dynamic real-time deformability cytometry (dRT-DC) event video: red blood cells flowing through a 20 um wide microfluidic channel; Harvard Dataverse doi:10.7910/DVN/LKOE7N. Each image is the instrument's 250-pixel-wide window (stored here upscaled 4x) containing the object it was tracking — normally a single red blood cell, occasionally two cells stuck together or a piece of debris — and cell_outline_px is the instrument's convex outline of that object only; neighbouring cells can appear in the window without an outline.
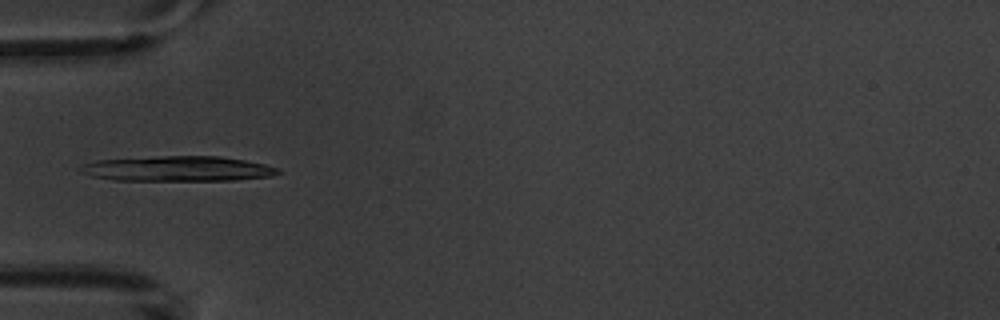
{"species": "common noctule bat (a hibernating species)", "species_latin": "Nyctalus noctula", "temperature_condition": "warm", "stored_images_in_passage": 4, "camera_frame_rate_fps": 3000, "um_per_image_px": 0.085, "animal": {"sex": "male", "body_mass_g": 20.1, "forearm_length_mm": 53.5}, "frame": {"image": 1, "passage_image": 1, "time_ms": 0.0, "image_size_px": [1000, 320], "cell_outline_px": [[280, 172], [272, 176], [236, 180], [116, 180], [92, 176], [84, 172], [80, 168], [84, 164], [96, 160], [156, 156], [220, 156], [244, 160], [264, 164], [276, 168]], "centroid_in_image_um": [15.13, 14.33], "position_along_channel_um": 69.9, "area_um2": 28.67}}
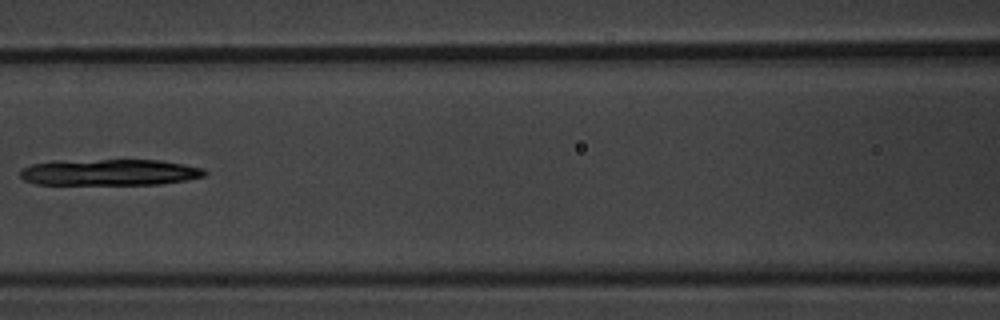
{"frame": {"image": 2, "passage_image": 3, "time_ms": 2.333, "image_size_px": [1000, 320], "cell_outline_px": [[208, 172], [204, 176], [188, 180], [160, 184], [36, 184], [24, 180], [20, 176], [20, 172], [24, 168], [32, 164], [56, 160], [160, 160], [184, 164], [204, 168]], "centroid_in_image_um": [9.34, 14.64], "position_along_channel_um": 157.3, "area_um2": 28.38}}
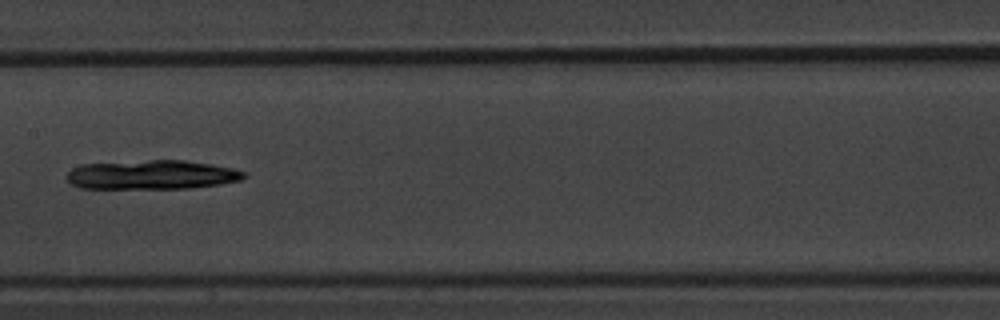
{"frame": {"image": 3, "passage_image": 4, "time_ms": 3.333, "image_size_px": [1000, 320], "cell_outline_px": [[244, 176], [240, 180], [220, 184], [192, 188], [80, 188], [72, 184], [64, 176], [72, 168], [80, 164], [148, 160], [184, 160], [212, 164], [232, 168], [244, 172]], "centroid_in_image_um": [12.86, 14.85], "position_along_channel_um": 194.5, "area_um2": 30.11}}